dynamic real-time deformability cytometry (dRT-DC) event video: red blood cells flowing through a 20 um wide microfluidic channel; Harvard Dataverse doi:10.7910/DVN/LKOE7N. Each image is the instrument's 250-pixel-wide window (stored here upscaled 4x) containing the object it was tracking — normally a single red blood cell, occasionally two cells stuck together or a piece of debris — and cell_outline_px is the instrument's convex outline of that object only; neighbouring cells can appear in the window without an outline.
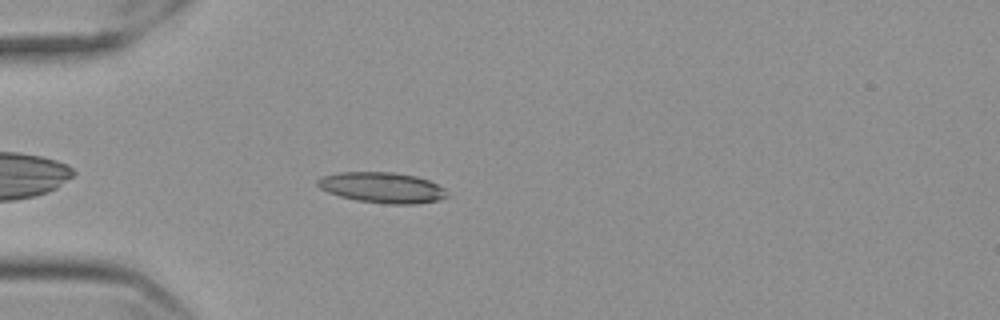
{"species": "Egyptian fruit bat (a non-hibernating species)", "species_latin": "Rousettus aegyptiacus", "temperature_condition": "cold", "stored_images_in_passage": 34, "camera_frame_rate_fps": 3000, "um_per_image_px": 0.085, "frame": {"image": 1, "passage_image": 6, "time_ms": 1.667, "image_size_px": [1000, 320], "cell_outline_px": [[448, 196], [436, 200], [416, 204], [384, 204], [356, 200], [340, 196], [328, 192], [320, 188], [316, 184], [316, 180], [324, 176], [336, 172], [392, 172], [416, 176], [428, 180], [444, 188]], "centroid_in_image_um": [32.45, 15.94], "position_along_channel_um": 52.5, "area_um2": 23.06}}
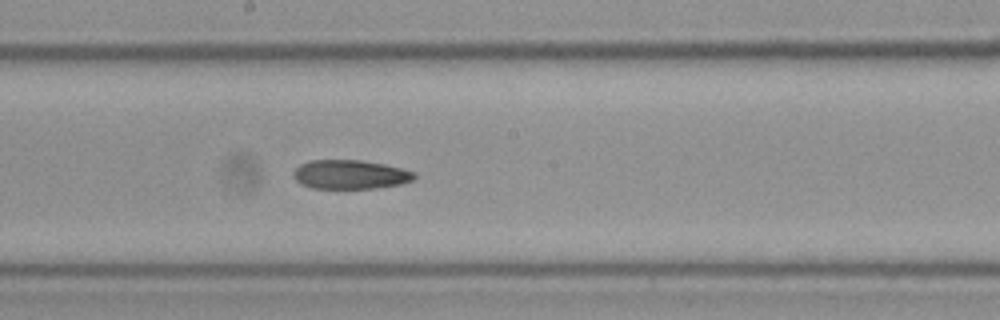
{"frame": {"image": 2, "passage_image": 21, "time_ms": 6.667, "image_size_px": [1000, 320], "cell_outline_px": [[416, 176], [412, 180], [400, 184], [376, 188], [312, 188], [300, 184], [296, 180], [292, 172], [300, 164], [308, 160], [360, 160], [384, 164], [416, 172]], "centroid_in_image_um": [29.74, 14.83], "position_along_channel_um": 218.5, "area_um2": 20.46}}
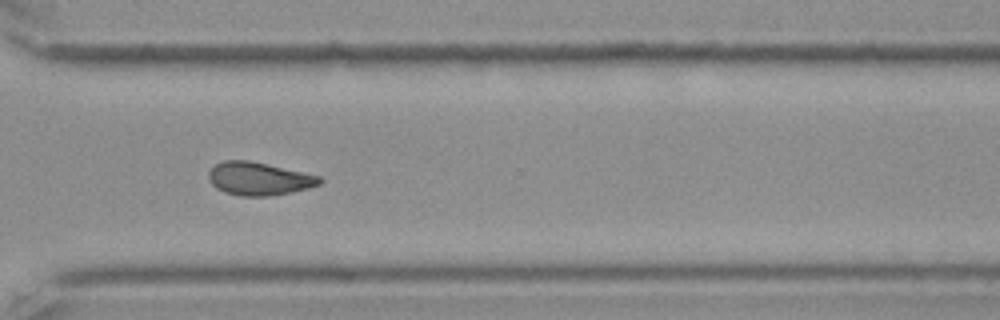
{"frame": {"image": 3, "passage_image": 32, "time_ms": 10.333, "image_size_px": [1000, 320], "cell_outline_px": [[324, 180], [320, 184], [308, 188], [292, 192], [272, 196], [240, 196], [224, 192], [216, 188], [208, 180], [208, 172], [216, 164], [224, 160], [248, 160], [268, 164], [320, 176]], "centroid_in_image_um": [22.0, 15.19], "position_along_channel_um": 348.6, "area_um2": 21.5}, "authors_computed_cell_mechanics": {"area_um2": 21.3282, "velocity_mm_per_s": 3.5555, "shape_relaxation_time_tau1_ms": null, "shape_relaxation_time_tau2_ms": 10.7819, "deformation_change_tau1": null, "deformation_change_tau2": 0.1865}}